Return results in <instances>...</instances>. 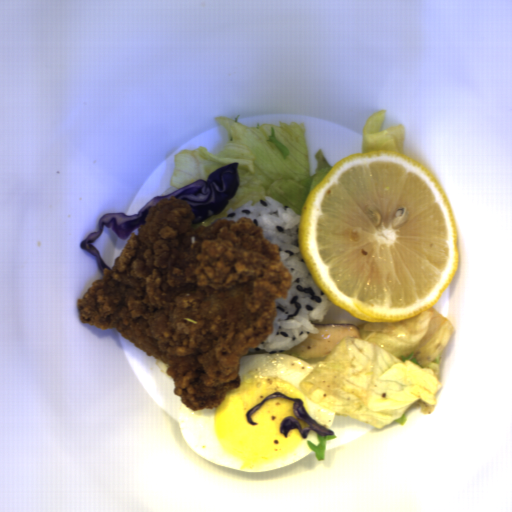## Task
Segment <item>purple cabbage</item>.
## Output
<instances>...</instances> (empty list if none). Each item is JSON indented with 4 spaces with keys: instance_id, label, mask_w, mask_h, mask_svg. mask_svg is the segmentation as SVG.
Here are the masks:
<instances>
[{
    "instance_id": "obj_1",
    "label": "purple cabbage",
    "mask_w": 512,
    "mask_h": 512,
    "mask_svg": "<svg viewBox=\"0 0 512 512\" xmlns=\"http://www.w3.org/2000/svg\"><path fill=\"white\" fill-rule=\"evenodd\" d=\"M239 166L240 163L238 162L221 166L209 172L206 180L197 179L169 194L157 195L148 200L137 214L105 213L98 221V231L82 239L81 249L94 257L100 272L103 274L104 269L109 267L102 259L98 249L92 245L103 228L111 229L122 240H126L136 228L145 224L150 207L163 197L174 196L188 202L194 216L192 224L217 216L226 210L229 202L234 199L238 191L240 182Z\"/></svg>"
},
{
    "instance_id": "obj_2",
    "label": "purple cabbage",
    "mask_w": 512,
    "mask_h": 512,
    "mask_svg": "<svg viewBox=\"0 0 512 512\" xmlns=\"http://www.w3.org/2000/svg\"><path fill=\"white\" fill-rule=\"evenodd\" d=\"M315 329L318 333H310L296 346L281 351L300 359L326 357L344 338H361L358 327L351 324L315 323Z\"/></svg>"
},
{
    "instance_id": "obj_3",
    "label": "purple cabbage",
    "mask_w": 512,
    "mask_h": 512,
    "mask_svg": "<svg viewBox=\"0 0 512 512\" xmlns=\"http://www.w3.org/2000/svg\"><path fill=\"white\" fill-rule=\"evenodd\" d=\"M275 397H281V398H285V399L293 401L292 411H293L294 415L297 418H299L300 420H302L303 422H305L306 424L309 425L308 428H302L297 419H295V418H293L291 416H285L284 419L279 424V433L281 435H283V436L288 438L289 433H290V431L292 429H297L303 439H308L310 431H316L321 437L334 435V431H331V430L325 428L324 426L318 424L310 416V414L307 412V410H306V408L304 406V400H302L299 397L298 398H291V397L283 394L280 391L270 394L265 399H263L262 401H260L259 403H257L253 407H251L246 412V415H245V418H246L247 422L250 425H254V426L258 425V423L254 422L253 419H252L253 414L268 399H272V398H275Z\"/></svg>"
}]
</instances>
